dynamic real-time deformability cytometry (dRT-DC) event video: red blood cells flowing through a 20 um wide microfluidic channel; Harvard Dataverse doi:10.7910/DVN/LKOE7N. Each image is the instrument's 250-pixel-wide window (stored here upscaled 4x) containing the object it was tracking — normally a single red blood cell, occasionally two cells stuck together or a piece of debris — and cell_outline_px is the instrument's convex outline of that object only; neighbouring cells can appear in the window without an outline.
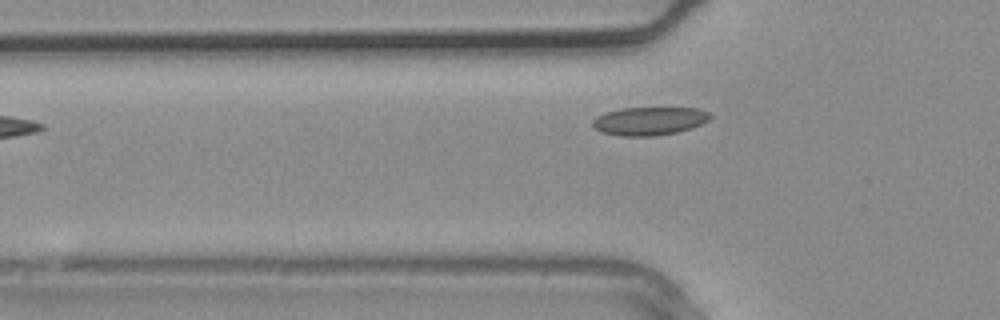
{"species": "common noctule bat (a hibernating species)", "species_latin": "Nyctalus noctula", "temperature_condition": "warm", "stored_images_in_passage": 4, "camera_frame_rate_fps": 3000, "um_per_image_px": 0.085, "animal": {"sex": "male", "body_mass_g": 20.4}, "frame": {"image": 1, "passage_image": 4, "time_ms": 1.0, "image_size_px": [1000, 320], "cell_outline_px": [[712, 116], [708, 120], [692, 128], [676, 132], [652, 136], [620, 136], [600, 132], [592, 124], [592, 120], [596, 116], [604, 112], [620, 108], [696, 108], [708, 112]], "centroid_in_image_um": [55.15, 10.28], "position_along_channel_um": 70.6, "area_um2": 19.36}}